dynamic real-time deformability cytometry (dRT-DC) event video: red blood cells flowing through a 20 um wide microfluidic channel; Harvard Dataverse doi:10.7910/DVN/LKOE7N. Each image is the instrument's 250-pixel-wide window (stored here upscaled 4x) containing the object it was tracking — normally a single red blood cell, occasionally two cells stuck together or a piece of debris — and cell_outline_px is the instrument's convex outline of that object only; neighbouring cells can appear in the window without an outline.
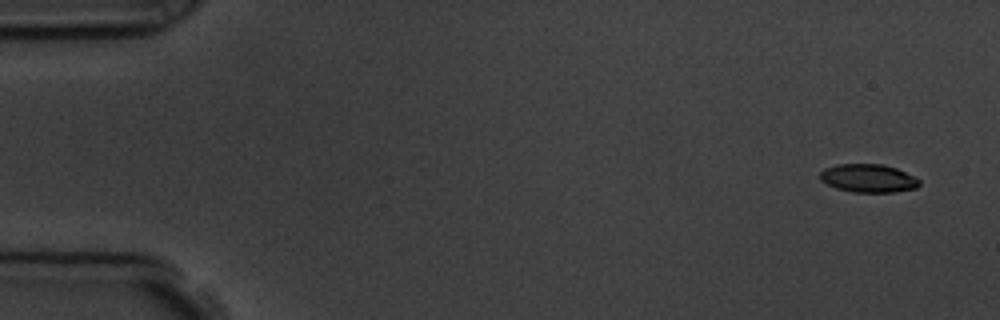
{"species": "common noctule bat (a hibernating species)", "species_latin": "Nyctalus noctula", "temperature_condition": "room temperature", "stored_images_in_passage": 4, "camera_frame_rate_fps": 3000, "um_per_image_px": 0.085, "animal": {"sex": "male", "body_mass_g": 19.5, "forearm_length_mm": 54.6}, "frame": {"image": 1, "passage_image": 1, "time_ms": 0.0, "image_size_px": [1000, 320], "cell_outline_px": [[920, 184], [916, 188], [892, 192], [852, 192], [836, 188], [820, 180], [820, 172], [824, 168], [836, 164], [884, 164], [896, 168], [916, 176], [920, 180]], "centroid_in_image_um": [73.82, 15.14], "position_along_channel_um": 11.2, "area_um2": 16.47}}
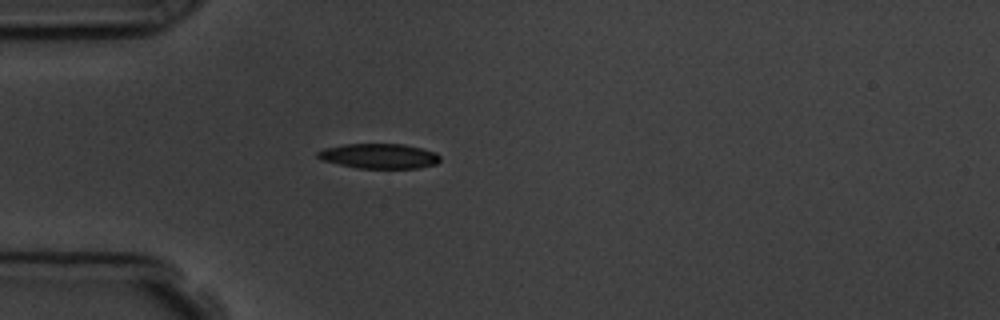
{"frame": {"image": 2, "passage_image": 4, "time_ms": 4.333, "image_size_px": [1000, 320], "cell_outline_px": [[440, 160], [436, 164], [416, 168], [356, 168], [320, 160], [316, 156], [316, 152], [324, 148], [344, 144], [404, 144], [436, 152], [440, 156]], "centroid_in_image_um": [32.19, 13.26], "position_along_channel_um": 52.8, "area_um2": 17.86}}